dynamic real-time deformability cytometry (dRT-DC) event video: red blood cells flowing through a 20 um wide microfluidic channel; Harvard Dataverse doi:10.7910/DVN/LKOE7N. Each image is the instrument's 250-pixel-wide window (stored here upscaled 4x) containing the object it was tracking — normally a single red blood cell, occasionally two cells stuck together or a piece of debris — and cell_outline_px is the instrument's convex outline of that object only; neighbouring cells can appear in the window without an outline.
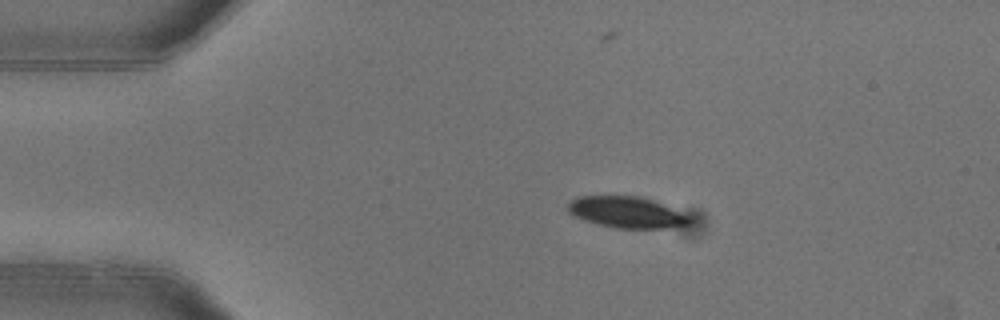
{"species": "common noctule bat (a hibernating species)", "species_latin": "Nyctalus noctula", "temperature_condition": "warm", "stored_images_in_passage": 3, "camera_frame_rate_fps": 3000, "um_per_image_px": 0.085, "animal": {"sex": "female"}, "frame": {"image": 1, "passage_image": 2, "time_ms": 0.333, "image_size_px": [1000, 320], "cell_outline_px": [[692, 220], [688, 224], [668, 228], [616, 228], [584, 220], [568, 212], [568, 204], [572, 200], [580, 196], [644, 196], [692, 212]], "centroid_in_image_um": [53.45, 18.02], "position_along_channel_um": 31.6, "area_um2": 22.83}}